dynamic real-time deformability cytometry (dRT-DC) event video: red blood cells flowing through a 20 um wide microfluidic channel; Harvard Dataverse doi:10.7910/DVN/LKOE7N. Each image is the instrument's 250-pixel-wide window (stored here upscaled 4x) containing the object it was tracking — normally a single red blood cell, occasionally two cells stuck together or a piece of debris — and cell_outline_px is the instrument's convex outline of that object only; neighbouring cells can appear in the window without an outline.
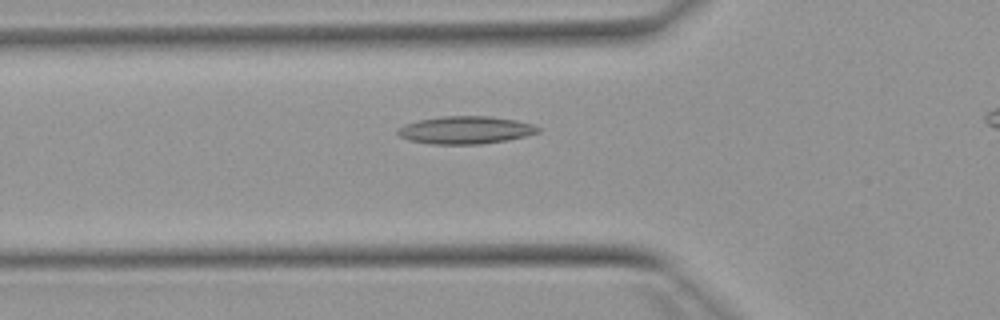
{"species": "Egyptian fruit bat (a non-hibernating species)", "species_latin": "Rousettus aegyptiacus", "temperature_condition": "warm", "stored_images_in_passage": 37, "camera_frame_rate_fps": 3000, "um_per_image_px": 0.085, "animal": {"sex": "female"}, "frame": {"image": 1, "passage_image": 9, "time_ms": 2.667, "image_size_px": [1000, 320], "cell_outline_px": [[544, 128], [540, 132], [508, 140], [480, 144], [432, 144], [408, 140], [400, 136], [396, 132], [396, 128], [404, 124], [420, 120], [440, 116], [488, 116], [516, 120], [532, 124]], "centroid_in_image_um": [39.57, 11.05], "position_along_channel_um": 86.2, "area_um2": 22.77}}
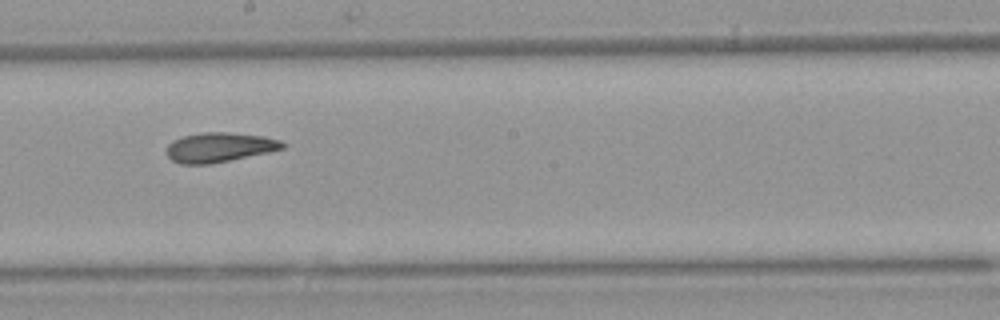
{"frame": {"image": 2, "passage_image": 20, "time_ms": 6.333, "image_size_px": [1000, 320], "cell_outline_px": [[288, 144], [284, 148], [268, 152], [212, 164], [180, 164], [172, 160], [168, 156], [168, 144], [172, 140], [184, 136], [200, 132], [228, 132], [264, 136], [280, 140]], "centroid_in_image_um": [18.67, 12.52], "position_along_channel_um": 229.5, "area_um2": 20.06}}
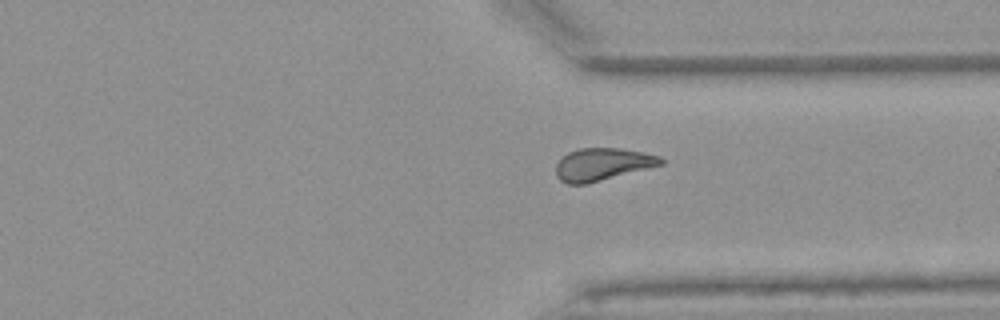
{"frame": {"image": 3, "passage_image": 30, "time_ms": 9.667, "image_size_px": [1000, 320], "cell_outline_px": [[664, 164], [588, 184], [568, 184], [560, 180], [556, 176], [556, 164], [560, 156], [568, 152], [580, 148], [620, 148], [660, 156], [664, 160]], "centroid_in_image_um": [51.17, 13.97], "position_along_channel_um": 360.2, "area_um2": 20.0}, "authors_computed_cell_mechanics": {"area_um2": 20.1722, "velocity_mm_per_s": 3.9184, "shape_relaxation_time_tau1_ms": 9.418, "shape_relaxation_time_tau2_ms": 3.2816, "deformation_change_tau1": 0.244, "deformation_change_tau2": 0.112}}